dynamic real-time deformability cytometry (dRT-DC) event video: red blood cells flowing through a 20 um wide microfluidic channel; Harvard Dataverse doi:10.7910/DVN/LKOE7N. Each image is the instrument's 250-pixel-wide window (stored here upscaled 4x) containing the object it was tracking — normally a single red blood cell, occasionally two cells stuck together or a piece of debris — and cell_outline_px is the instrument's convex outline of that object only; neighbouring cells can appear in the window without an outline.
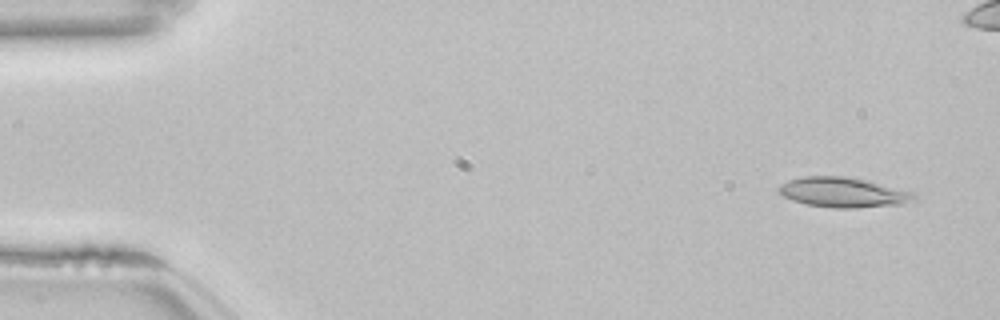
{"species": "common noctule bat (a hibernating species)", "species_latin": "Nyctalus noctula", "temperature_condition": "room temperature", "stored_images_in_passage": 54, "camera_frame_rate_fps": 3000, "um_per_image_px": 0.085, "animal": {"sex": "female", "body_mass_g": 22.7, "forearm_length_mm": 54.2}, "frame": {"image": 1, "passage_image": 3, "time_ms": 0.667, "image_size_px": [1000, 320], "cell_outline_px": [[916, 200], [904, 204], [856, 208], [832, 208], [804, 204], [792, 200], [784, 196], [780, 192], [780, 184], [788, 180], [804, 176], [844, 176], [868, 180], [916, 192]], "centroid_in_image_um": [71.74, 16.35], "position_along_channel_um": 13.3, "area_um2": 23.93}}
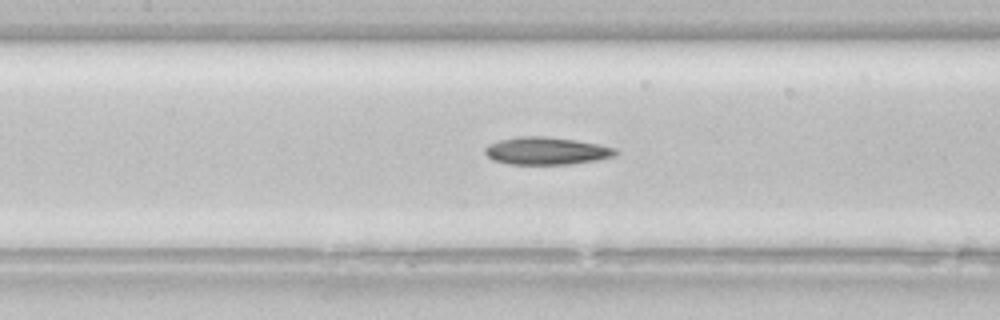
{"frame": {"image": 2, "passage_image": 24, "time_ms": 7.667, "image_size_px": [1000, 320], "cell_outline_px": [[620, 152], [616, 156], [596, 160], [572, 164], [508, 164], [492, 160], [484, 152], [484, 148], [488, 144], [500, 140], [516, 136], [544, 136], [576, 140], [616, 148]], "centroid_in_image_um": [46.44, 12.82], "position_along_channel_um": 161.0, "area_um2": 21.1}}
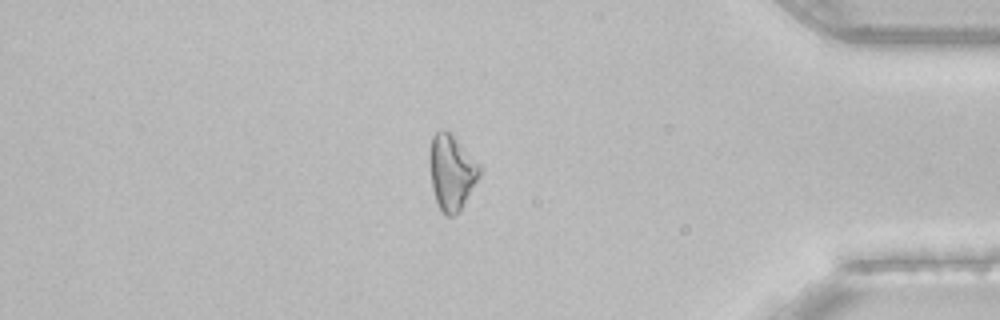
{"frame": {"image": 3, "passage_image": 45, "time_ms": 14.667, "image_size_px": [1000, 320], "cell_outline_px": [[480, 176], [460, 212], [452, 216], [444, 216], [436, 200], [432, 188], [428, 156], [432, 136], [440, 128], [444, 128], [456, 136], [480, 164]], "centroid_in_image_um": [38.38, 14.6], "position_along_channel_um": 396.8, "area_um2": 22.48}}